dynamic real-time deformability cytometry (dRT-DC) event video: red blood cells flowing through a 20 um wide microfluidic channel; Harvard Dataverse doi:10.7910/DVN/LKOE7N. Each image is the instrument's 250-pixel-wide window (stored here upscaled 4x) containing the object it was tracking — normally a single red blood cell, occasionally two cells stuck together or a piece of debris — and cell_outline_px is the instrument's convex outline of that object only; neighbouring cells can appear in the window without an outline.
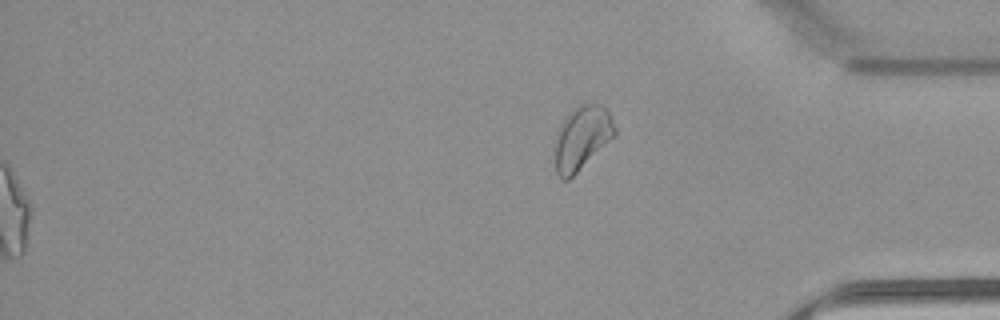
{"species": "common noctule bat (a hibernating species)", "species_latin": "Nyctalus noctula", "temperature_condition": "warm", "stored_images_in_passage": 55, "segment_of_instrument_passage": [2, 2], "camera_frame_rate_fps": 3000, "um_per_image_px": 0.085, "animal": {"sex": "female", "body_mass_g": 22.7, "forearm_length_mm": 54.2}, "frame": {"image": 1, "passage_image": 55, "time_ms": 18.0, "image_size_px": [1000, 320], "cell_outline_px": [[616, 132], [568, 180], [564, 180], [556, 172], [556, 132], [560, 124], [576, 108], [584, 104], [600, 104], [608, 112], [616, 128]], "centroid_in_image_um": [49.44, 11.7], "position_along_channel_um": 385.8, "area_um2": 21.04}}